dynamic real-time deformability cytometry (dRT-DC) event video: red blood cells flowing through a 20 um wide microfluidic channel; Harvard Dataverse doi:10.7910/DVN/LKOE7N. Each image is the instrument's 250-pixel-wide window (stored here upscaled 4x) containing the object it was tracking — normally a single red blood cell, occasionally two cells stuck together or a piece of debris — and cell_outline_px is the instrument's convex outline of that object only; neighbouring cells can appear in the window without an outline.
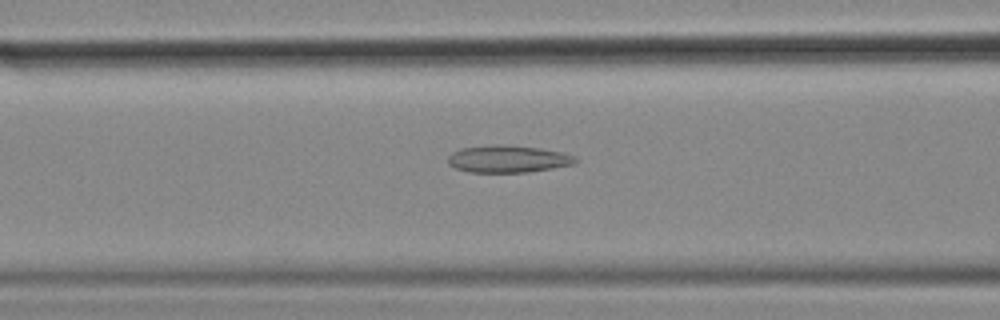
{"species": "common noctule bat (a hibernating species)", "species_latin": "Nyctalus noctula", "temperature_condition": "cold", "stored_images_in_passage": 56, "camera_frame_rate_fps": 3000, "um_per_image_px": 0.085, "animal": {"sex": "female", "body_mass_g": 18.4}, "frame": {"image": 1, "passage_image": 22, "time_ms": 7.0, "image_size_px": [1000, 320], "cell_outline_px": [[580, 160], [576, 164], [528, 172], [468, 172], [456, 168], [448, 164], [448, 156], [452, 152], [460, 148], [492, 144], [504, 144], [540, 148], [564, 152], [576, 156]], "centroid_in_image_um": [43.21, 13.5], "position_along_channel_um": 123.4, "area_um2": 20.58}}
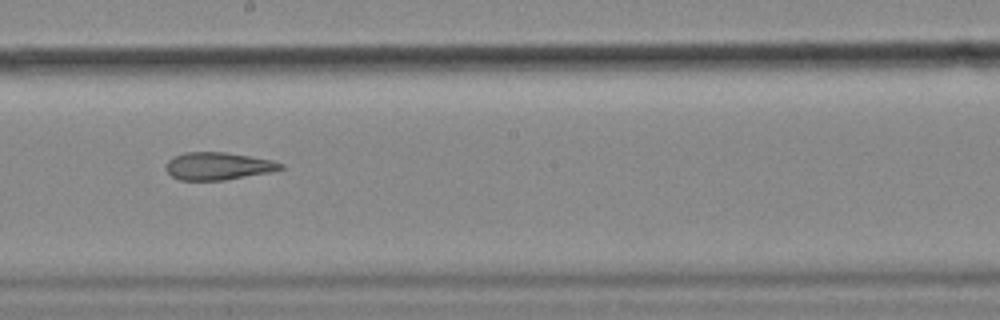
{"frame": {"image": 2, "passage_image": 31, "time_ms": 10.0, "image_size_px": [1000, 320], "cell_outline_px": [[284, 168], [268, 172], [224, 180], [180, 180], [172, 176], [164, 168], [164, 164], [172, 156], [184, 152], [224, 152], [272, 160], [284, 164]], "centroid_in_image_um": [18.47, 14.11], "position_along_channel_um": 229.7, "area_um2": 18.38}}
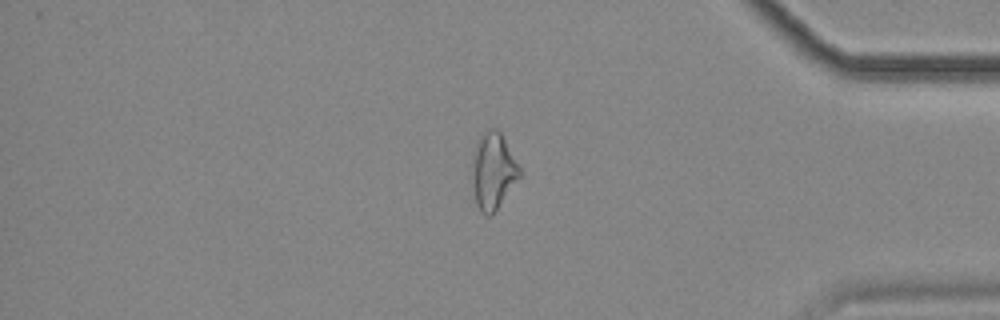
{"frame": {"image": 3, "passage_image": 47, "time_ms": 15.333, "image_size_px": [1000, 320], "cell_outline_px": [[520, 176], [492, 216], [484, 216], [480, 212], [476, 204], [472, 180], [472, 152], [476, 140], [488, 128], [496, 128], [500, 132], [520, 168]], "centroid_in_image_um": [41.87, 14.54], "position_along_channel_um": 393.3, "area_um2": 21.21}, "authors_computed_cell_mechanics": {"area_um2": 21.2993, "velocity_mm_per_s": 3.5501, "shape_relaxation_time_tau1_ms": null, "shape_relaxation_time_tau2_ms": 5.8343, "deformation_change_tau1": null, "deformation_change_tau2": 0.1588}}